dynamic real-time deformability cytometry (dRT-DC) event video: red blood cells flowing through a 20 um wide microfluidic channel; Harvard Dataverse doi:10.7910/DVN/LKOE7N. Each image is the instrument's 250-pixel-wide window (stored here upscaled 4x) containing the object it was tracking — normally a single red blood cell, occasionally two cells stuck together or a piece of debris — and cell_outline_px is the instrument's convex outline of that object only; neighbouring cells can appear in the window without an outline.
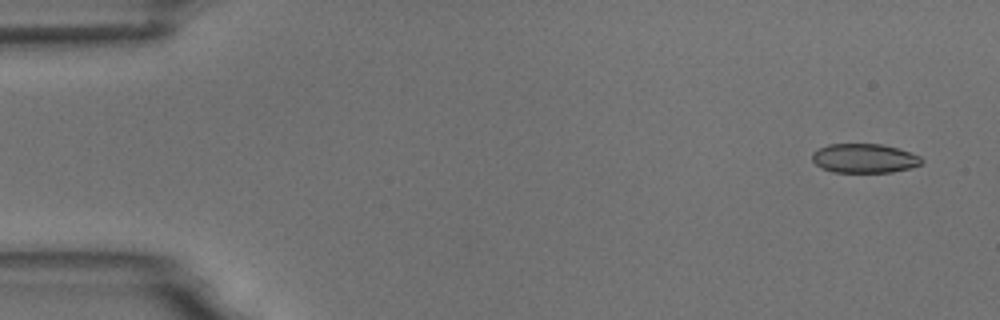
{"species": "common noctule bat (a hibernating species)", "species_latin": "Nyctalus noctula", "temperature_condition": "room temperature", "stored_images_in_passage": 9, "camera_frame_rate_fps": 3000, "um_per_image_px": 0.085, "animal": {"sex": "male", "body_mass_g": 18.8}, "frame": {"image": 1, "passage_image": 1, "time_ms": 0.0, "image_size_px": [1000, 320], "cell_outline_px": [[924, 160], [920, 164], [908, 168], [892, 172], [832, 172], [820, 168], [812, 160], [812, 152], [828, 144], [880, 144], [896, 148], [920, 156]], "centroid_in_image_um": [73.42, 13.46], "position_along_channel_um": 11.6, "area_um2": 18.5}}
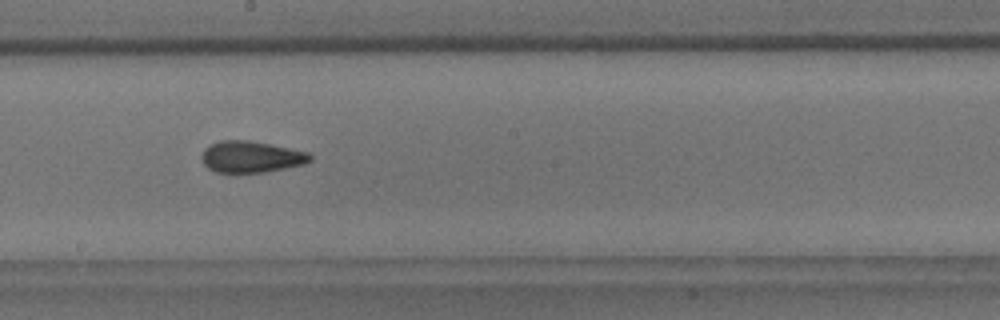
{"frame": {"image": 2, "passage_image": 8, "time_ms": 9.0, "image_size_px": [1000, 320], "cell_outline_px": [[312, 160], [304, 164], [264, 172], [216, 172], [208, 168], [204, 164], [200, 156], [204, 148], [208, 144], [220, 140], [248, 140], [308, 152], [312, 156]], "centroid_in_image_um": [21.3, 13.32], "position_along_channel_um": 226.9, "area_um2": 19.83}}
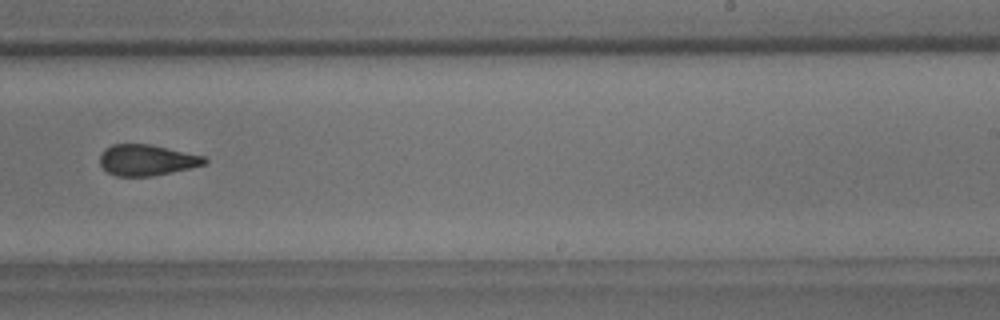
{"frame": {"image": 3, "passage_image": 9, "time_ms": 10.333, "image_size_px": [1000, 320], "cell_outline_px": [[208, 160], [204, 164], [172, 172], [152, 176], [116, 176], [108, 172], [100, 164], [100, 156], [104, 148], [112, 144], [152, 144], [204, 156]], "centroid_in_image_um": [12.45, 13.59], "position_along_channel_um": 276.5, "area_um2": 18.84}}